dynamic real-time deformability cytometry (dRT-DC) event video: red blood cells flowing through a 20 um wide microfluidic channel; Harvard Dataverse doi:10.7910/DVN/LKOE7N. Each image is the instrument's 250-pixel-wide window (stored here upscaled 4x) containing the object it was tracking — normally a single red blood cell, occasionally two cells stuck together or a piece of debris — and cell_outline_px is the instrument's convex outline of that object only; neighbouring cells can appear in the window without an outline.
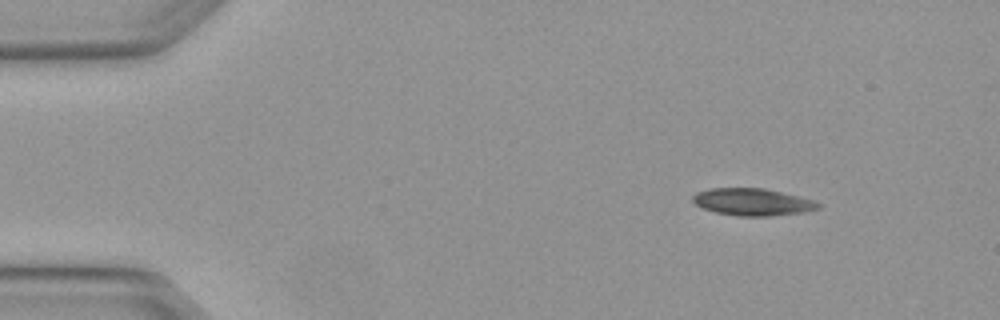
{"species": "Egyptian fruit bat (a non-hibernating species)", "species_latin": "Rousettus aegyptiacus", "temperature_condition": "warm", "stored_images_in_passage": 3, "camera_frame_rate_fps": 3000, "um_per_image_px": 0.085, "animal": {"sex": "female"}, "frame": {"image": 1, "passage_image": 1, "time_ms": 0.0, "image_size_px": [1000, 320], "cell_outline_px": [[824, 204], [820, 208], [800, 212], [768, 216], [736, 216], [716, 212], [704, 208], [696, 204], [692, 200], [692, 196], [696, 192], [708, 188], [764, 188], [800, 196]], "centroid_in_image_um": [63.96, 17.16], "position_along_channel_um": 21.0, "area_um2": 19.83}}